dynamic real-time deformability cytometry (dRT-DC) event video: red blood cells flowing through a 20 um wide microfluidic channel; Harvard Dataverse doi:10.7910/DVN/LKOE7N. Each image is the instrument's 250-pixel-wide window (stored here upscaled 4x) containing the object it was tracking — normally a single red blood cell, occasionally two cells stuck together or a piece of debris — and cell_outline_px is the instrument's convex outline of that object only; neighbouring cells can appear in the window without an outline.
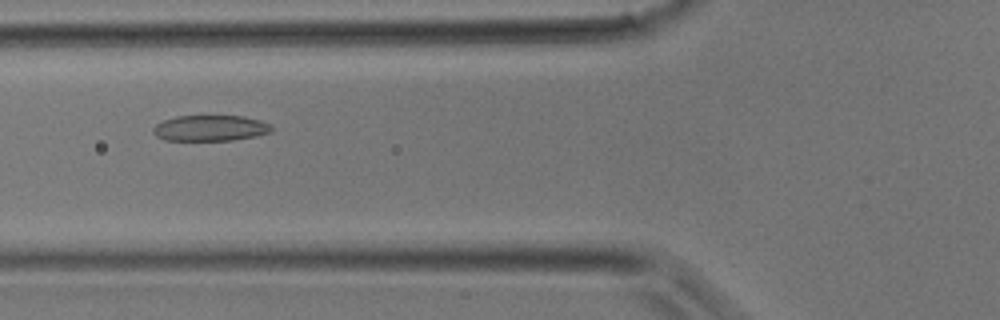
{"species": "common noctule bat (a hibernating species)", "species_latin": "Nyctalus noctula", "temperature_condition": "room temperature", "stored_images_in_passage": 27, "camera_frame_rate_fps": 3000, "um_per_image_px": 0.085, "animal": {"sex": "male", "body_mass_g": 17.9}, "frame": {"image": 1, "passage_image": 4, "time_ms": 1.0, "image_size_px": [1000, 320], "cell_outline_px": [[272, 132], [256, 136], [232, 140], [164, 140], [156, 136], [152, 132], [152, 128], [156, 124], [164, 120], [176, 116], [244, 116], [260, 120], [268, 124], [272, 128]], "centroid_in_image_um": [17.85, 10.89], "position_along_channel_um": 107.9, "area_um2": 17.8}}
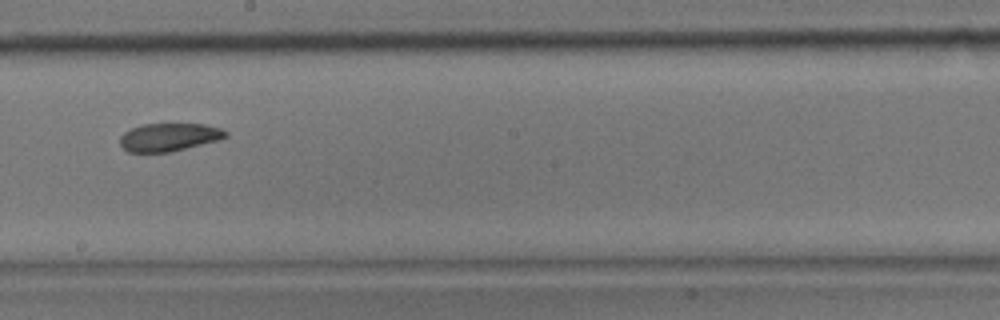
{"frame": {"image": 2, "passage_image": 11, "time_ms": 3.333, "image_size_px": [1000, 320], "cell_outline_px": [[228, 136], [216, 140], [172, 152], [128, 152], [120, 144], [120, 136], [124, 132], [132, 128], [144, 124], [204, 124], [220, 128], [228, 132]], "centroid_in_image_um": [14.35, 11.66], "position_along_channel_um": 233.8, "area_um2": 17.11}}
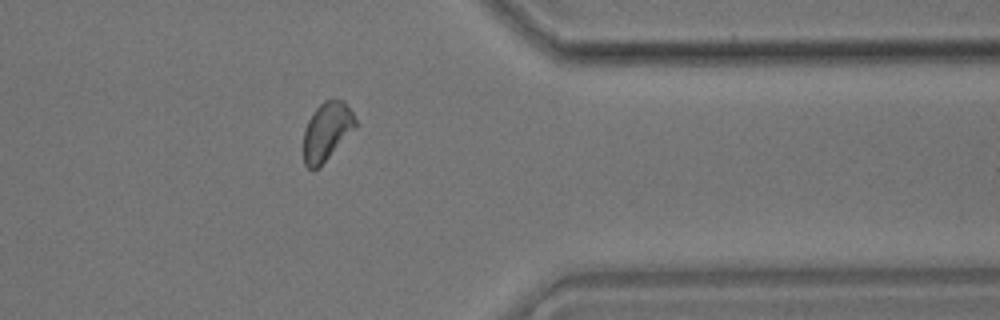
{"frame": {"image": 3, "passage_image": 20, "time_ms": 6.333, "image_size_px": [1000, 320], "cell_outline_px": [[356, 128], [312, 172], [304, 164], [304, 128], [308, 120], [316, 108], [324, 100], [332, 96], [344, 100], [352, 112], [356, 120]], "centroid_in_image_um": [27.78, 11.09], "position_along_channel_um": 383.6, "area_um2": 17.57}}